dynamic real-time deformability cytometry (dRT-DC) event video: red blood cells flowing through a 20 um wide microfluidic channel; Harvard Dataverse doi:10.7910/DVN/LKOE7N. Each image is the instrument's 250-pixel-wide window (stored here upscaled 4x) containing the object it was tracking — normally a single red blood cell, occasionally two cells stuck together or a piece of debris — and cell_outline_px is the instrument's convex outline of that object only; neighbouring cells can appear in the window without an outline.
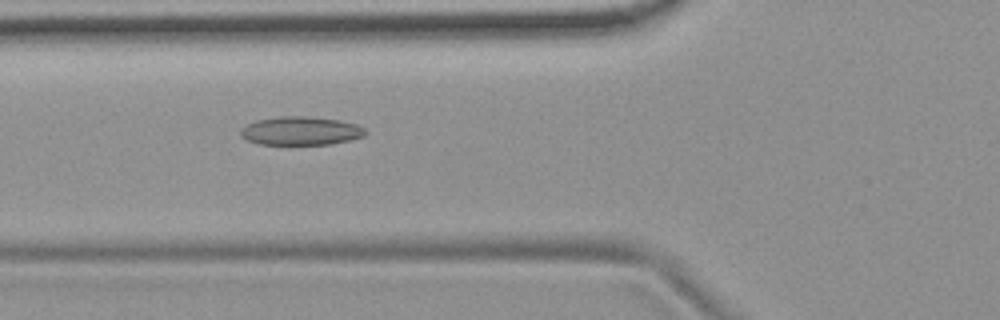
{"species": "common noctule bat (a hibernating species)", "species_latin": "Nyctalus noctula", "temperature_condition": "room temperature", "stored_images_in_passage": 54, "camera_frame_rate_fps": 3000, "um_per_image_px": 0.085, "animal": {"sex": "female", "body_mass_g": 19.9}, "frame": {"image": 1, "passage_image": 20, "time_ms": 6.333, "image_size_px": [1000, 320], "cell_outline_px": [[368, 132], [364, 136], [332, 144], [260, 144], [248, 140], [240, 136], [240, 128], [256, 120], [280, 116], [308, 116], [340, 120], [356, 124], [364, 128]], "centroid_in_image_um": [25.56, 11.11], "position_along_channel_um": 100.2, "area_um2": 20.75}}
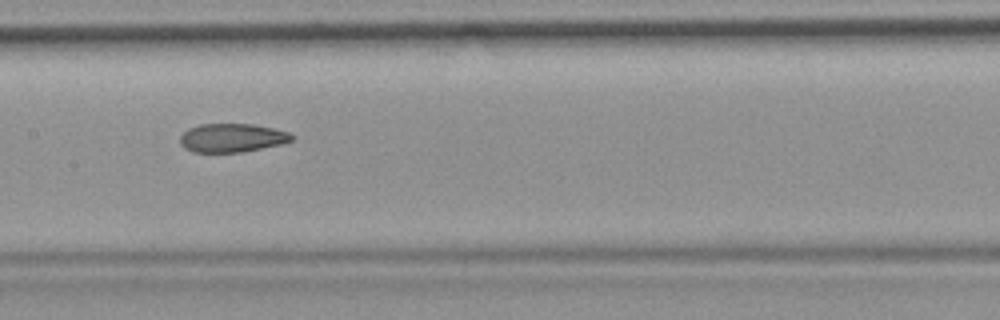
{"frame": {"image": 2, "passage_image": 27, "time_ms": 8.667, "image_size_px": [1000, 320], "cell_outline_px": [[296, 136], [292, 140], [284, 144], [244, 152], [192, 152], [184, 148], [180, 144], [180, 136], [188, 128], [200, 124], [252, 124], [272, 128], [288, 132]], "centroid_in_image_um": [19.74, 11.72], "position_along_channel_um": 187.7, "area_um2": 18.84}}
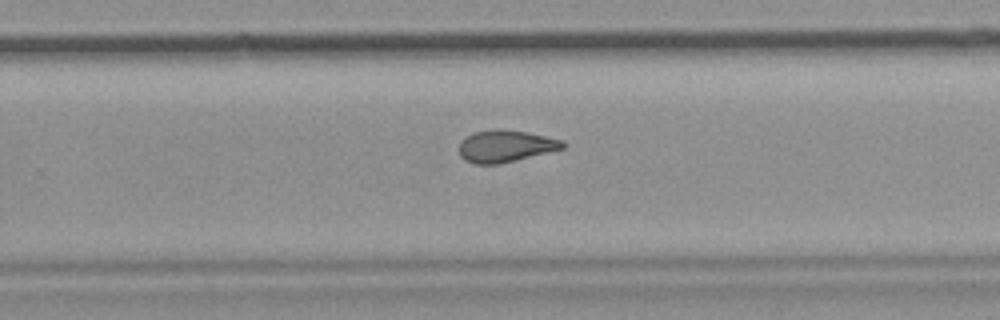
{"frame": {"image": 3, "passage_image": 35, "time_ms": 11.333, "image_size_px": [1000, 320], "cell_outline_px": [[568, 144], [564, 148], [500, 164], [476, 164], [464, 160], [460, 156], [460, 144], [468, 136], [476, 132], [528, 132], [564, 140]], "centroid_in_image_um": [43.04, 12.47], "position_along_channel_um": 286.8, "area_um2": 18.5}, "authors_computed_cell_mechanics": {"area_um2": 20.3456, "velocity_mm_per_s": 3.7422, "shape_relaxation_time_tau1_ms": null, "shape_relaxation_time_tau2_ms": 2.4259, "deformation_change_tau1": null, "deformation_change_tau2": 0.0897}}